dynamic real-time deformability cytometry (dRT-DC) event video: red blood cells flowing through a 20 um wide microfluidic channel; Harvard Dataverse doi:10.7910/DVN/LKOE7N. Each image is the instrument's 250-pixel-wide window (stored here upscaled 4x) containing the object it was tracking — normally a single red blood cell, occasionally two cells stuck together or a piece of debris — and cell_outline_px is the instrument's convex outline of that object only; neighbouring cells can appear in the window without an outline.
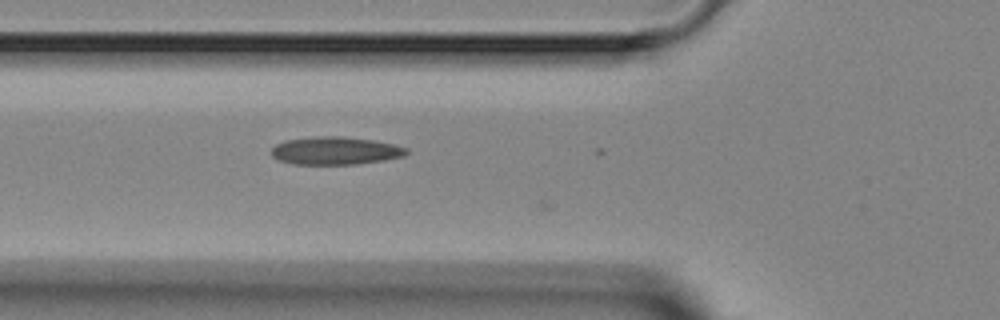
{"species": "Egyptian fruit bat (a non-hibernating species)", "species_latin": "Rousettus aegyptiacus", "temperature_condition": "room temperature", "stored_images_in_passage": 6, "camera_frame_rate_fps": 3000, "um_per_image_px": 0.085, "animal": {"sex": "female"}, "frame": {"image": 1, "passage_image": 6, "time_ms": 5.667, "image_size_px": [1000, 320], "cell_outline_px": [[408, 152], [404, 156], [384, 160], [356, 164], [292, 164], [280, 160], [272, 156], [272, 148], [276, 144], [284, 140], [316, 136], [344, 136], [372, 140], [392, 144], [408, 148]], "centroid_in_image_um": [28.5, 12.8], "position_along_channel_um": 97.3, "area_um2": 21.91}}